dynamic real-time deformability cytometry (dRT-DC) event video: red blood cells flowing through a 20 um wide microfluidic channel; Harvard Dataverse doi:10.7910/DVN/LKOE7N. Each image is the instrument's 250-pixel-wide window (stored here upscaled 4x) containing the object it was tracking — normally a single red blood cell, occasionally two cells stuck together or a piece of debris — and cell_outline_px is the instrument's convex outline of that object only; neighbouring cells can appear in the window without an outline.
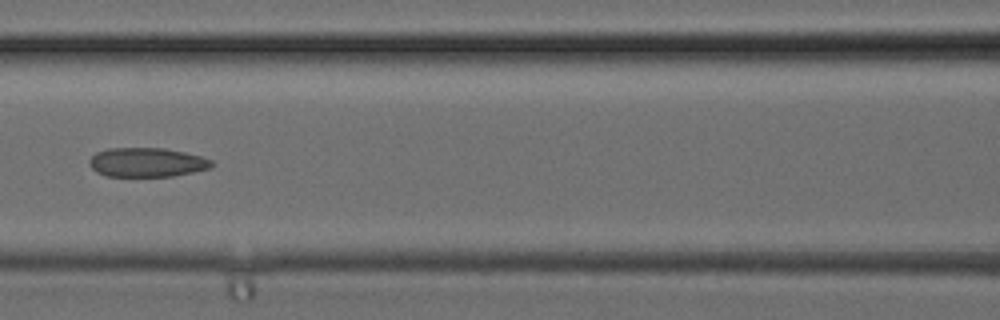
{"species": "common noctule bat (a hibernating species)", "species_latin": "Nyctalus noctula", "temperature_condition": "cold", "stored_images_in_passage": 33, "camera_frame_rate_fps": 3000, "um_per_image_px": 0.085, "animal": {"sex": "female", "body_mass_g": 24.6, "forearm_length_mm": 56.2}, "frame": {"image": 1, "passage_image": 15, "time_ms": 4.667, "image_size_px": [1000, 320], "cell_outline_px": [[216, 164], [208, 168], [192, 172], [172, 176], [108, 176], [96, 172], [88, 164], [88, 160], [96, 152], [108, 148], [164, 148], [184, 152], [200, 156], [212, 160]], "centroid_in_image_um": [12.46, 13.79], "position_along_channel_um": 154.1, "area_um2": 20.81}}
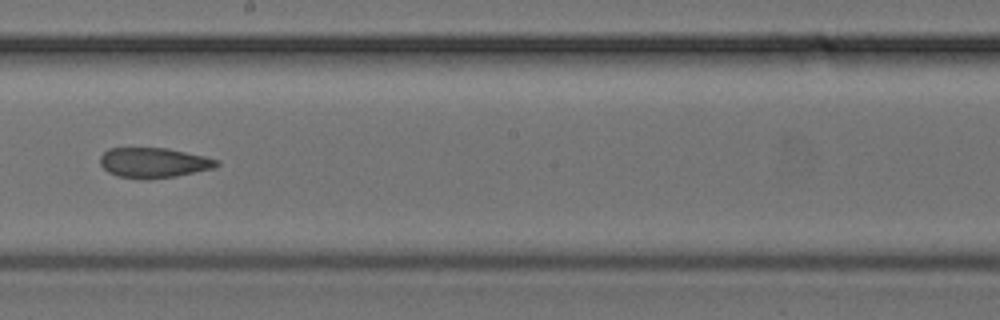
{"frame": {"image": 2, "passage_image": 19, "time_ms": 6.0, "image_size_px": [1000, 320], "cell_outline_px": [[220, 164], [212, 168], [176, 176], [148, 180], [140, 180], [116, 176], [108, 172], [100, 164], [100, 156], [108, 148], [168, 148], [204, 156], [220, 160]], "centroid_in_image_um": [13.03, 13.84], "position_along_channel_um": 235.2, "area_um2": 20.63}}